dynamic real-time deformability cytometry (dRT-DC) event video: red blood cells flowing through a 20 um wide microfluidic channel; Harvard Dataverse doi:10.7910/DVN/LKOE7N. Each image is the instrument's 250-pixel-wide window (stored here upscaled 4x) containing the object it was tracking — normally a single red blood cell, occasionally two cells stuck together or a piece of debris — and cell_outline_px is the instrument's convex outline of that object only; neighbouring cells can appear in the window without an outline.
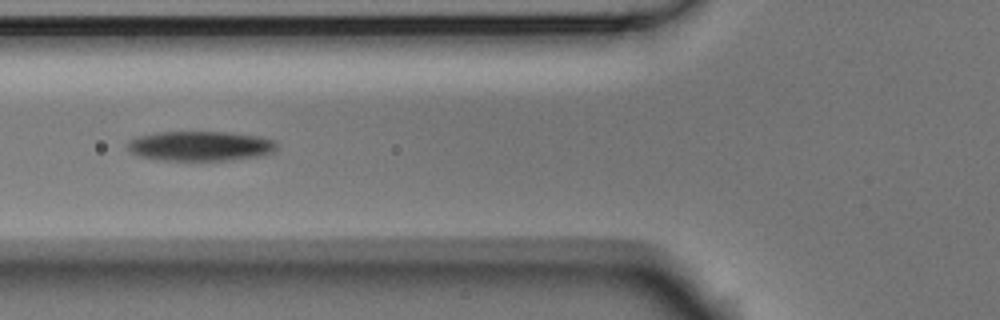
{"species": "Egyptian fruit bat (a non-hibernating species)", "species_latin": "Rousettus aegyptiacus", "temperature_condition": "room temperature", "stored_images_in_passage": 23, "camera_frame_rate_fps": 3000, "um_per_image_px": 0.085, "animal": {"sex": "male"}, "frame": {"image": 1, "passage_image": 4, "time_ms": 1.0, "image_size_px": [1000, 320], "cell_outline_px": [[276, 148], [272, 152], [256, 156], [228, 160], [156, 160], [140, 156], [128, 152], [128, 140], [136, 136], [156, 132], [232, 132], [260, 136], [276, 140]], "centroid_in_image_um": [16.98, 12.4], "position_along_channel_um": 108.8, "area_um2": 26.07}}